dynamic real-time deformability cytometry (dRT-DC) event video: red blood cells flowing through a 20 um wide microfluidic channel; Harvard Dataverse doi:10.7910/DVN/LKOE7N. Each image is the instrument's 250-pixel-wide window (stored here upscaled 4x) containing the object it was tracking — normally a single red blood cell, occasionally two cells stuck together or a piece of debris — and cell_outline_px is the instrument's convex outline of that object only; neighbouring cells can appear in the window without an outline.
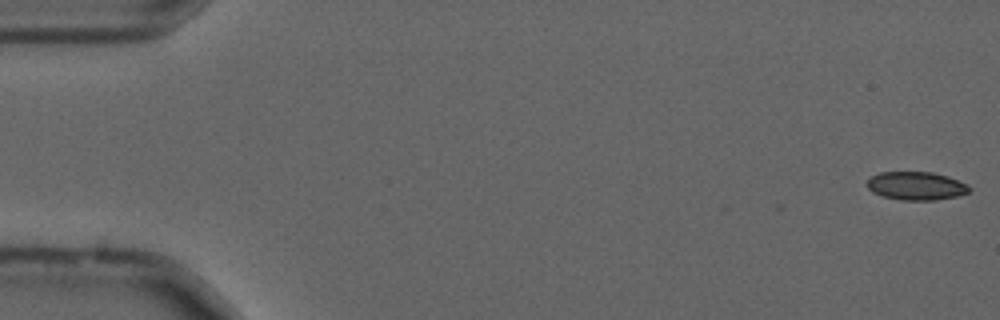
{"species": "common noctule bat (a hibernating species)", "species_latin": "Nyctalus noctula", "temperature_condition": "cold", "stored_images_in_passage": 51, "camera_frame_rate_fps": 3000, "um_per_image_px": 0.085, "animal": {"sex": "male", "forearm_length_mm": 52.5}, "frame": {"image": 1, "passage_image": 1, "time_ms": 0.0, "image_size_px": [1000, 320], "cell_outline_px": [[972, 188], [968, 192], [956, 196], [936, 200], [900, 200], [884, 196], [872, 192], [864, 184], [868, 176], [880, 172], [932, 172], [948, 176], [968, 184]], "centroid_in_image_um": [77.83, 15.79], "position_along_channel_um": 7.2, "area_um2": 17.11}}
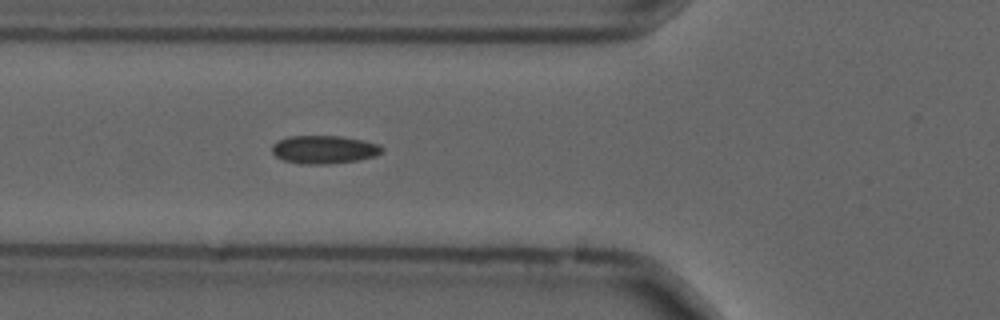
{"frame": {"image": 2, "passage_image": 20, "time_ms": 6.333, "image_size_px": [1000, 320], "cell_outline_px": [[384, 152], [376, 156], [356, 160], [328, 164], [300, 164], [284, 160], [276, 156], [272, 152], [272, 144], [288, 136], [340, 136], [364, 140], [380, 144], [384, 148]], "centroid_in_image_um": [27.58, 12.71], "position_along_channel_um": 98.2, "area_um2": 18.15}}
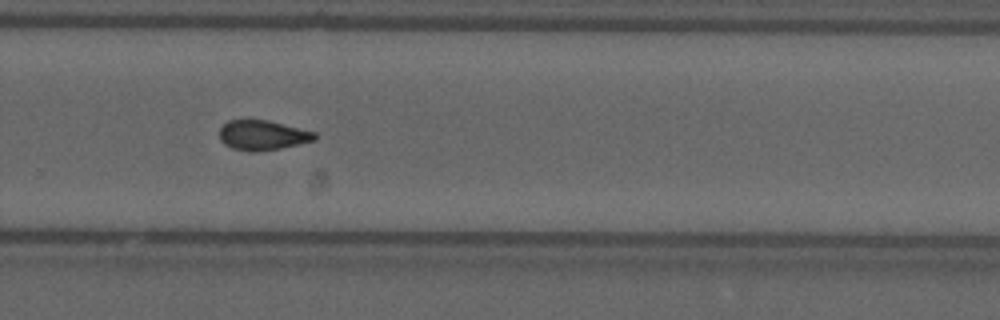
{"frame": {"image": 3, "passage_image": 37, "time_ms": 12.0, "image_size_px": [1000, 320], "cell_outline_px": [[316, 140], [280, 148], [256, 152], [232, 148], [224, 144], [220, 140], [220, 128], [228, 120], [268, 120], [316, 132]], "centroid_in_image_um": [22.32, 11.49], "position_along_channel_um": 307.5, "area_um2": 16.47}, "authors_computed_cell_mechanics": {"area_um2": 17.1088, "velocity_mm_per_s": 3.6926, "shape_relaxation_time_tau1_ms": null, "shape_relaxation_time_tau2_ms": 2.571, "deformation_change_tau1": null, "deformation_change_tau2": 0.0932}}